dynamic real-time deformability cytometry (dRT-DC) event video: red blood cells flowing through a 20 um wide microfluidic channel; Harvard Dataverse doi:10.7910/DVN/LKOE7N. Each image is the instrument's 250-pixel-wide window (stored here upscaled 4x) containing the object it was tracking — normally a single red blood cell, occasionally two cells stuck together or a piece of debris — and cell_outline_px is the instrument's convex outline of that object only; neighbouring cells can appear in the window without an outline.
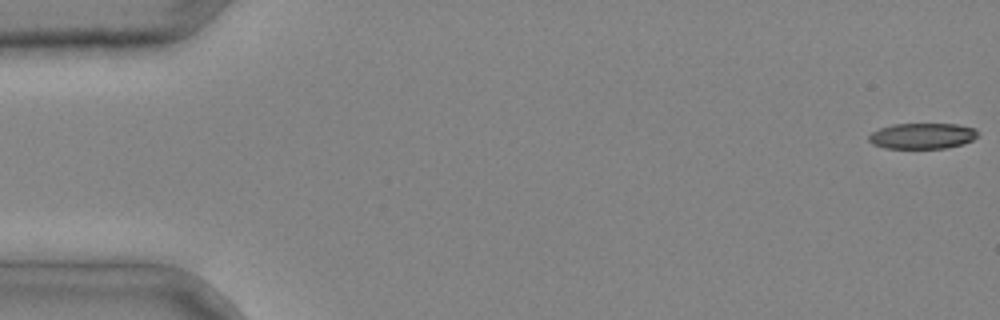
{"species": "common noctule bat (a hibernating species)", "species_latin": "Nyctalus noctula", "temperature_condition": "cold", "stored_images_in_passage": 2, "camera_frame_rate_fps": 3000, "um_per_image_px": 0.085, "animal": {"sex": "male", "body_mass_g": 20.4}, "frame": {"image": 1, "passage_image": 2, "time_ms": 0.333, "image_size_px": [1000, 320], "cell_outline_px": [[976, 136], [972, 140], [964, 144], [944, 148], [884, 148], [872, 144], [868, 140], [868, 136], [872, 132], [880, 128], [892, 124], [956, 124], [976, 128]], "centroid_in_image_um": [78.37, 11.55], "position_along_channel_um": 6.6, "area_um2": 16.36}}